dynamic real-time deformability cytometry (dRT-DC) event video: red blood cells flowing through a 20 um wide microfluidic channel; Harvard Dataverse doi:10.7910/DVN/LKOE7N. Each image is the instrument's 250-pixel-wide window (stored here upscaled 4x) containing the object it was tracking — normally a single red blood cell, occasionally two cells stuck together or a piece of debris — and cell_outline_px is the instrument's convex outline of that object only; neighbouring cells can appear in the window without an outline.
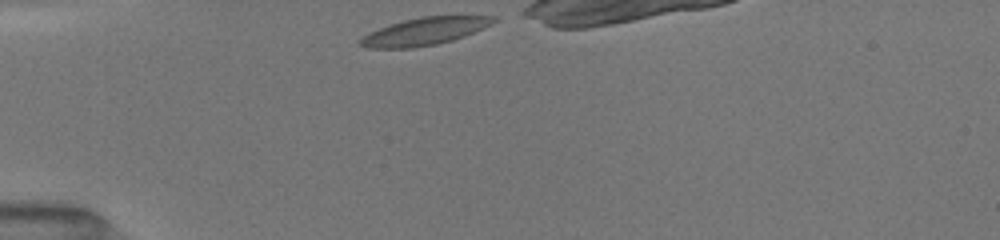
{"species": "common noctule bat (a hibernating species)", "species_latin": "Nyctalus noctula", "temperature_condition": "room temperature", "stored_images_in_passage": 16, "camera_frame_rate_fps": 3000, "um_per_image_px": 0.085, "animal": {"sex": "female", "body_mass_g": 19.5, "forearm_length_mm": 54.1}, "frame": {"image": 1, "passage_image": 1, "time_ms": 0.0, "image_size_px": [1000, 240], "cell_outline_px": [[500, 20], [484, 28], [464, 36], [452, 40], [436, 44], [412, 48], [368, 48], [360, 44], [356, 40], [388, 24], [420, 16], [496, 16]], "centroid_in_image_um": [36.12, 2.66], "position_along_channel_um": 48.9, "area_um2": 21.33}}
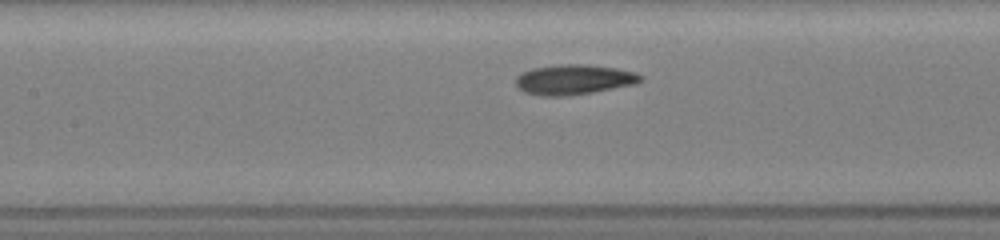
{"frame": {"image": 2, "passage_image": 11, "time_ms": 3.333, "image_size_px": [1000, 240], "cell_outline_px": [[644, 80], [636, 84], [592, 92], [568, 96], [540, 96], [524, 92], [516, 88], [516, 76], [520, 72], [532, 68], [560, 64], [588, 64], [616, 68], [636, 72], [644, 76]], "centroid_in_image_um": [48.77, 6.76], "position_along_channel_um": 158.6, "area_um2": 22.25}}
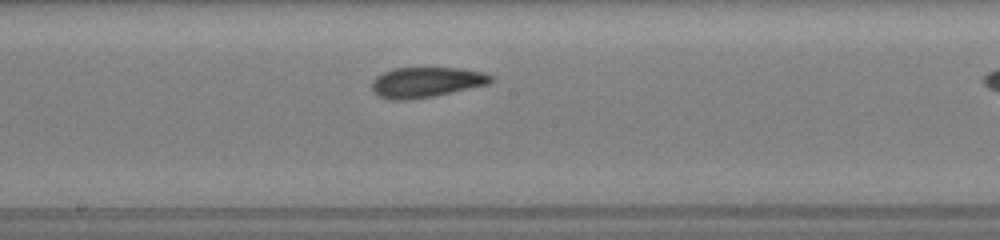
{"frame": {"image": 3, "passage_image": 15, "time_ms": 4.667, "image_size_px": [1000, 240], "cell_outline_px": [[492, 80], [488, 84], [432, 96], [408, 100], [392, 100], [376, 96], [372, 92], [372, 80], [376, 76], [384, 72], [396, 68], [460, 68], [484, 72], [492, 76]], "centroid_in_image_um": [36.18, 6.99], "position_along_channel_um": 212.0, "area_um2": 20.92}}